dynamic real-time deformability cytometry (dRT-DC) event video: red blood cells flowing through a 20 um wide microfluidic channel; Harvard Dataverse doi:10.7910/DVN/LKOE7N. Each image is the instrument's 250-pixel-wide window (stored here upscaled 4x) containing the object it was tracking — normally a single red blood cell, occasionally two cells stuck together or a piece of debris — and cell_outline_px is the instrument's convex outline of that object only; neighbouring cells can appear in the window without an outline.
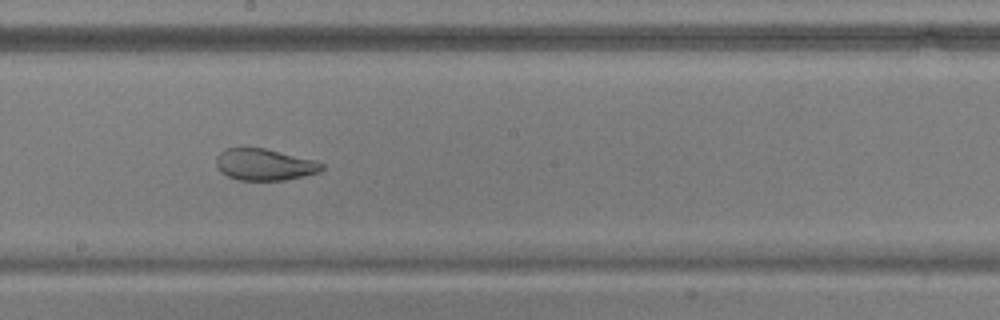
{"species": "common noctule bat (a hibernating species)", "species_latin": "Nyctalus noctula", "temperature_condition": "warm", "stored_images_in_passage": 40, "camera_frame_rate_fps": 3000, "um_per_image_px": 0.085, "animal": {"sex": "male", "body_mass_g": 17.9, "forearm_length_mm": 54.2}, "frame": {"image": 1, "passage_image": 17, "time_ms": 5.333, "image_size_px": [1000, 320], "cell_outline_px": [[324, 168], [320, 172], [304, 176], [284, 180], [240, 180], [228, 176], [220, 172], [216, 164], [216, 156], [224, 148], [264, 148], [316, 160], [324, 164]], "centroid_in_image_um": [22.49, 13.99], "position_along_channel_um": 225.7, "area_um2": 19.54}}
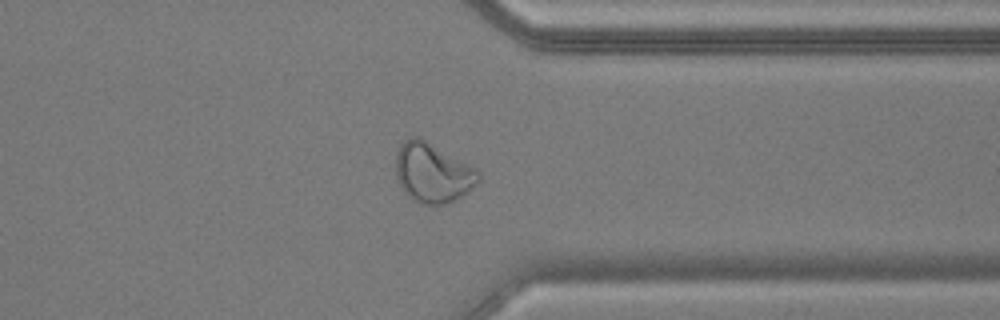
{"frame": {"image": 2, "passage_image": 29, "time_ms": 9.333, "image_size_px": [1000, 320], "cell_outline_px": [[480, 180], [468, 192], [444, 204], [420, 204], [412, 200], [404, 192], [396, 176], [396, 152], [400, 144], [404, 140], [412, 136], [420, 136], [476, 168], [480, 172]], "centroid_in_image_um": [36.76, 14.66], "position_along_channel_um": 374.6, "area_um2": 28.84}}
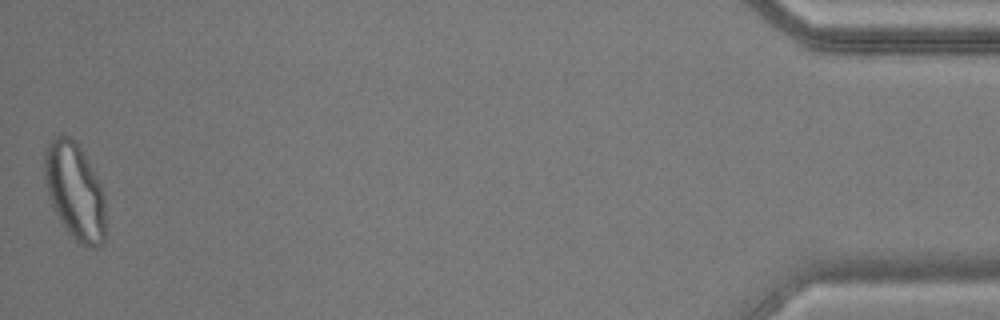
{"frame": {"image": 3, "passage_image": 40, "time_ms": 13.0, "image_size_px": [1000, 320], "cell_outline_px": [[104, 244], [100, 248], [88, 248], [76, 244], [64, 228], [52, 208], [48, 196], [44, 180], [44, 156], [48, 140], [60, 132], [72, 136], [76, 140], [88, 160], [104, 192]], "centroid_in_image_um": [6.33, 16.25], "position_along_channel_um": 428.9, "area_um2": 35.55}, "authors_computed_cell_mechanics": {"area_um2": 24.9407, "velocity_mm_per_s": 3.7787, "shape_relaxation_time_tau1_ms": null, "shape_relaxation_time_tau2_ms": 1.2787, "deformation_change_tau1": null, "deformation_change_tau2": 0.0741}}